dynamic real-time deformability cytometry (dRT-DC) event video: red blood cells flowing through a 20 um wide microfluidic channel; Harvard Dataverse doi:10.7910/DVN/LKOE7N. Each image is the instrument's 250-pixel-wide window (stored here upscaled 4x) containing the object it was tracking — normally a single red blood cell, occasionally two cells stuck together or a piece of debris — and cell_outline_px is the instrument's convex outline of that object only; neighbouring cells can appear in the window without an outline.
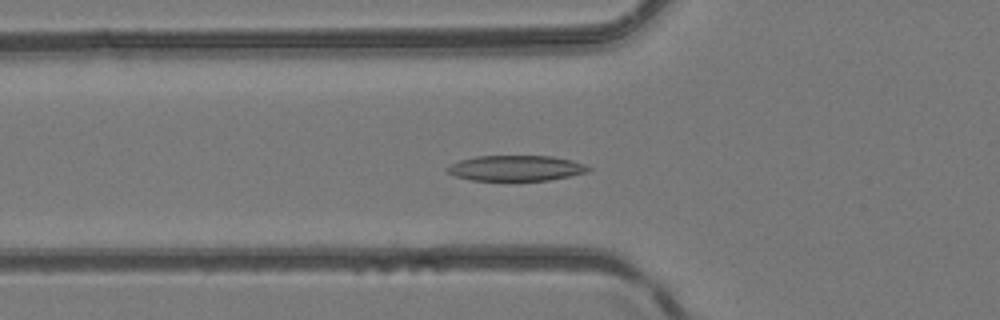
{"species": "common noctule bat (a hibernating species)", "species_latin": "Nyctalus noctula", "temperature_condition": "room temperature", "stored_images_in_passage": 44, "segment_of_instrument_passage": [1, 2], "camera_frame_rate_fps": 3000, "um_per_image_px": 0.085, "animal": {"sex": "female", "body_mass_g": 24.6, "forearm_length_mm": 56.2}, "frame": {"image": 1, "passage_image": 13, "time_ms": 4.0, "image_size_px": [1000, 320], "cell_outline_px": [[592, 168], [588, 172], [548, 180], [472, 180], [456, 176], [448, 172], [444, 168], [460, 160], [476, 156], [552, 156], [584, 164]], "centroid_in_image_um": [43.84, 14.29], "position_along_channel_um": 82.0, "area_um2": 20.69}}
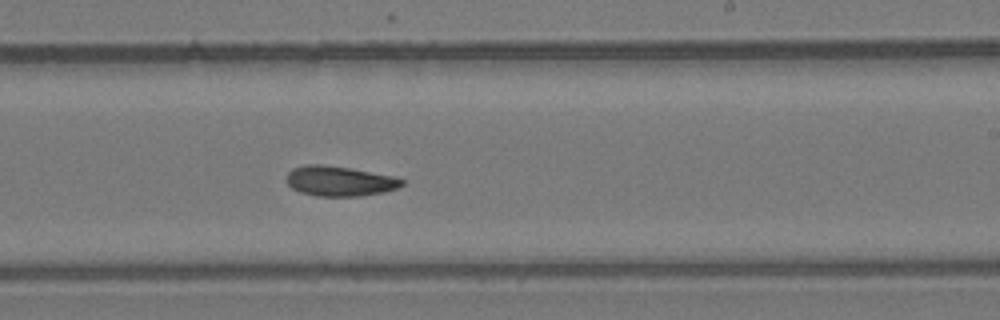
{"frame": {"image": 2, "passage_image": 25, "time_ms": 8.0, "image_size_px": [1000, 320], "cell_outline_px": [[404, 184], [396, 188], [380, 192], [360, 196], [320, 196], [300, 192], [292, 188], [288, 184], [288, 172], [292, 168], [304, 164], [320, 164], [348, 168], [392, 176], [404, 180]], "centroid_in_image_um": [28.83, 15.39], "position_along_channel_um": 260.2, "area_um2": 19.83}}
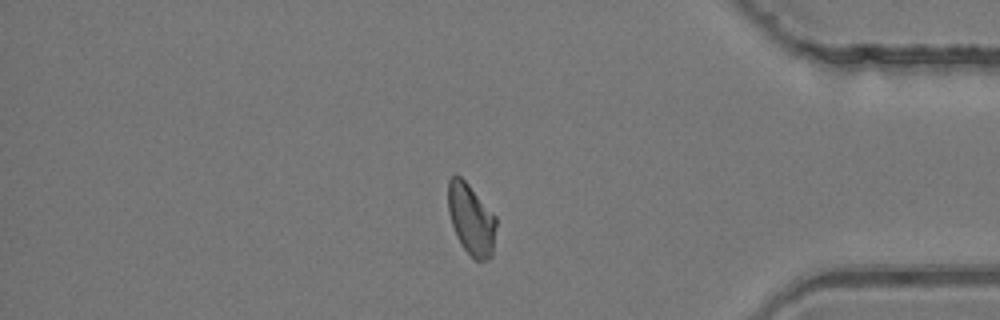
{"frame": {"image": 3, "passage_image": 36, "time_ms": 11.667, "image_size_px": [1000, 320], "cell_outline_px": [[496, 224], [492, 256], [488, 260], [476, 260], [464, 248], [456, 236], [448, 212], [448, 180], [456, 172], [468, 184], [496, 216]], "centroid_in_image_um": [40.04, 18.62], "position_along_channel_um": 395.2, "area_um2": 19.83}}